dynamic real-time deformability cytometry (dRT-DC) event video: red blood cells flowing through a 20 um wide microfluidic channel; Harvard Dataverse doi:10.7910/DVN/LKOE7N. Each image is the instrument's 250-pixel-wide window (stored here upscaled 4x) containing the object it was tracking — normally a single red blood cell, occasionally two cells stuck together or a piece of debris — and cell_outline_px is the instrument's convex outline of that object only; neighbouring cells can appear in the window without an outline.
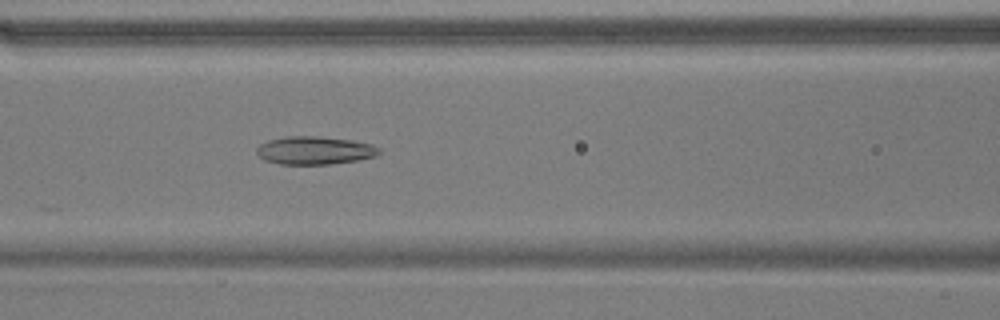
{"species": "common noctule bat (a hibernating species)", "species_latin": "Nyctalus noctula", "temperature_condition": "warm", "stored_images_in_passage": 51, "camera_frame_rate_fps": 3000, "um_per_image_px": 0.085, "animal": {"sex": "male", "body_mass_g": 17.9}, "frame": {"image": 1, "passage_image": 23, "time_ms": 7.333, "image_size_px": [1000, 320], "cell_outline_px": [[380, 152], [376, 156], [356, 160], [332, 164], [280, 164], [264, 160], [256, 152], [256, 148], [260, 144], [268, 140], [284, 136], [316, 136], [352, 140], [372, 144], [380, 148]], "centroid_in_image_um": [26.73, 12.78], "position_along_channel_um": 139.9, "area_um2": 20.06}}
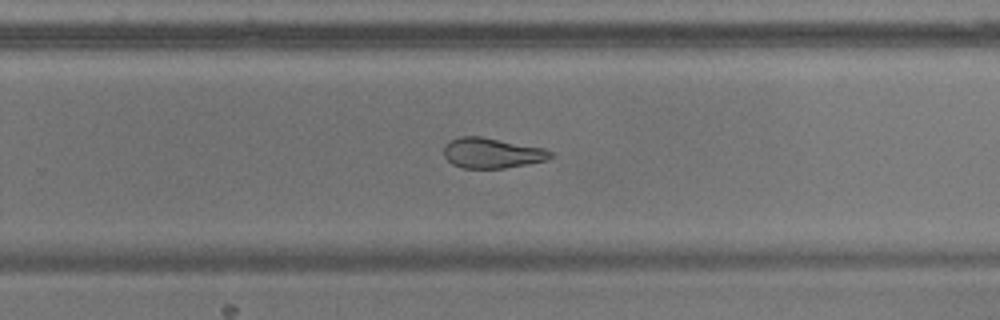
{"frame": {"image": 2, "passage_image": 35, "time_ms": 11.333, "image_size_px": [1000, 320], "cell_outline_px": [[552, 156], [548, 160], [528, 164], [504, 168], [464, 168], [452, 164], [444, 156], [444, 148], [452, 140], [460, 136], [480, 136], [544, 148], [552, 152]], "centroid_in_image_um": [41.84, 13.01], "position_along_channel_um": 288.0, "area_um2": 18.67}}
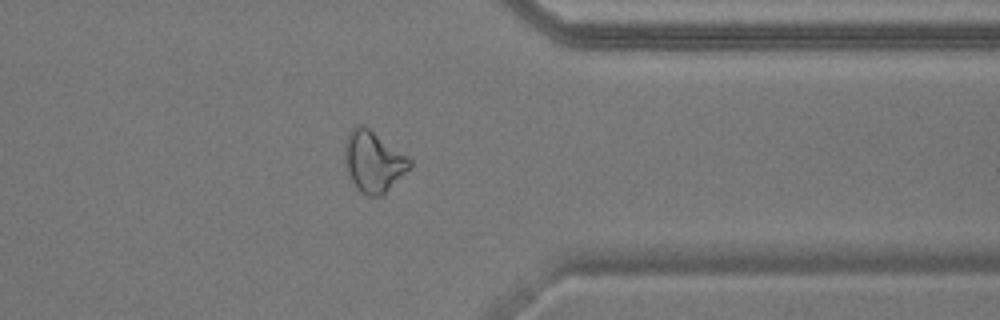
{"frame": {"image": 3, "passage_image": 43, "time_ms": 14.0, "image_size_px": [1000, 320], "cell_outline_px": [[412, 164], [380, 196], [368, 196], [360, 192], [356, 188], [344, 164], [344, 148], [348, 132], [356, 124], [360, 124], [368, 128], [408, 156], [412, 160]], "centroid_in_image_um": [31.69, 13.7], "position_along_channel_um": 379.7, "area_um2": 22.66}}